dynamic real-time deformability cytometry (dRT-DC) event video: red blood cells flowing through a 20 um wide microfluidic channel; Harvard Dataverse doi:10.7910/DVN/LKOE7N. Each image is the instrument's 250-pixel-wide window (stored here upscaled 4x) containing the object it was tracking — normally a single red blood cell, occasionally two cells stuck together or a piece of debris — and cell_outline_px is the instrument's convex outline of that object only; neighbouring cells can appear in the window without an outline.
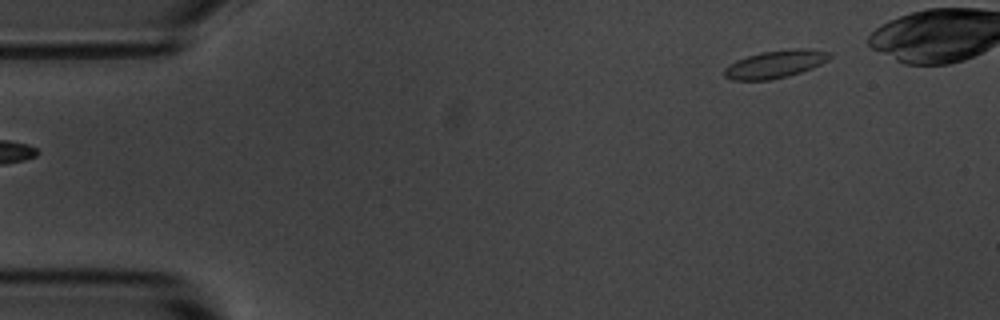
{"species": "common noctule bat (a hibernating species)", "species_latin": "Nyctalus noctula", "temperature_condition": "room temperature", "stored_images_in_passage": 44, "camera_frame_rate_fps": 3000, "um_per_image_px": 0.085, "animal": {"sex": "male", "body_mass_g": 20.1, "forearm_length_mm": 53.5}, "frame": {"image": 1, "passage_image": 1, "time_ms": 0.0, "image_size_px": [1000, 320], "cell_outline_px": [[832, 56], [828, 60], [812, 68], [788, 76], [772, 80], [732, 80], [724, 76], [724, 68], [728, 64], [736, 60], [760, 52], [792, 48], [804, 48], [832, 52]], "centroid_in_image_um": [65.9, 5.44], "position_along_channel_um": 19.1, "area_um2": 17.17}}
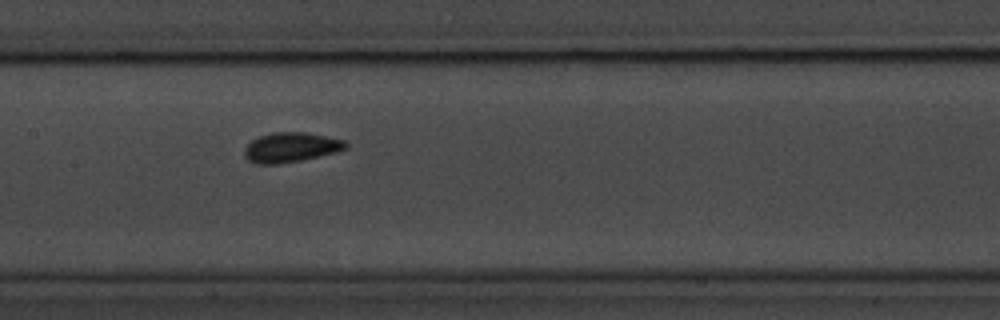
{"frame": {"image": 2, "passage_image": 22, "time_ms": 7.0, "image_size_px": [1000, 320], "cell_outline_px": [[348, 148], [336, 152], [320, 156], [300, 160], [276, 164], [256, 164], [248, 160], [244, 156], [244, 148], [252, 140], [260, 136], [272, 132], [308, 132], [344, 140], [348, 144]], "centroid_in_image_um": [24.72, 12.52], "position_along_channel_um": 182.7, "area_um2": 17.63}}
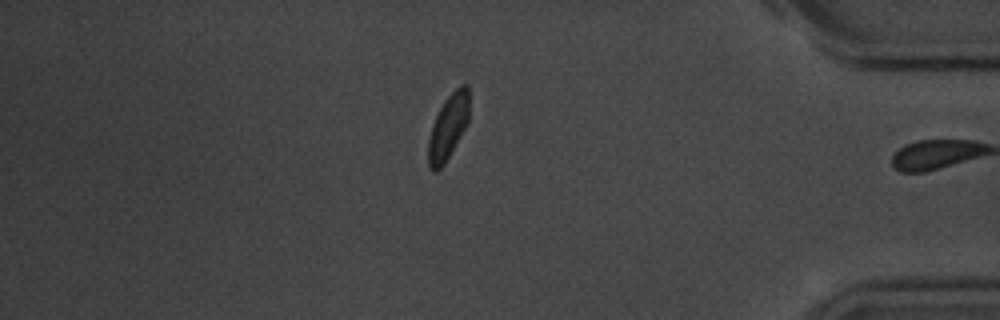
{"frame": {"image": 3, "passage_image": 43, "time_ms": 14.0, "image_size_px": [1000, 320], "cell_outline_px": [[468, 120], [464, 128], [444, 164], [436, 172], [432, 172], [428, 168], [428, 140], [432, 124], [444, 100], [460, 84], [468, 84]], "centroid_in_image_um": [38.06, 10.8], "position_along_channel_um": 397.1, "area_um2": 15.26}, "authors_computed_cell_mechanics": {"area_um2": 16.2996, "velocity_mm_per_s": 3.5526, "shape_relaxation_time_tau1_ms": 2.2912, "shape_relaxation_time_tau2_ms": 1.0726, "deformation_change_tau1": 0.0854, "deformation_change_tau2": 0.0391}}